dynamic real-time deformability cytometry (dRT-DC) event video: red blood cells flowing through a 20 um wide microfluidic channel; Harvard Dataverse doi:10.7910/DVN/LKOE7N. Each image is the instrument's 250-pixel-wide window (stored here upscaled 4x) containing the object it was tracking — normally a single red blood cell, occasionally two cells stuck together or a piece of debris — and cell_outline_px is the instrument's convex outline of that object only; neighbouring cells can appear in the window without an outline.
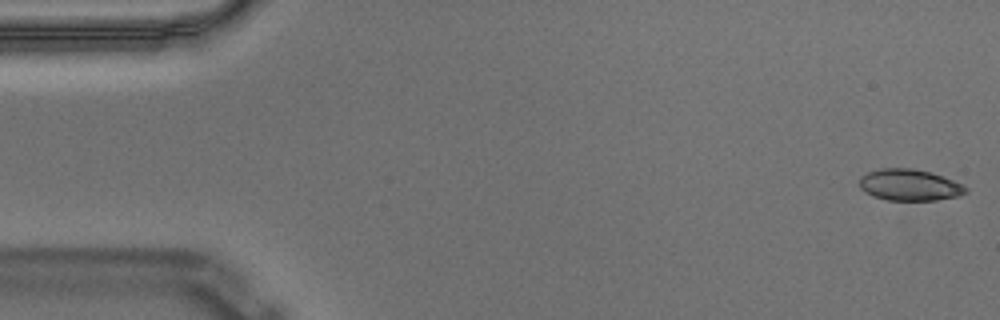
{"species": "Egyptian fruit bat (a non-hibernating species)", "species_latin": "Rousettus aegyptiacus", "temperature_condition": "warm", "stored_images_in_passage": 56, "camera_frame_rate_fps": 3000, "um_per_image_px": 0.085, "animal": {"sex": "male"}, "frame": {"image": 1, "passage_image": 1, "time_ms": 0.0, "image_size_px": [1000, 320], "cell_outline_px": [[968, 192], [960, 196], [936, 200], [888, 200], [872, 196], [864, 192], [860, 188], [860, 176], [868, 172], [880, 168], [912, 168], [932, 172], [964, 184], [968, 188]], "centroid_in_image_um": [77.33, 15.72], "position_along_channel_um": 7.7, "area_um2": 19.77}}
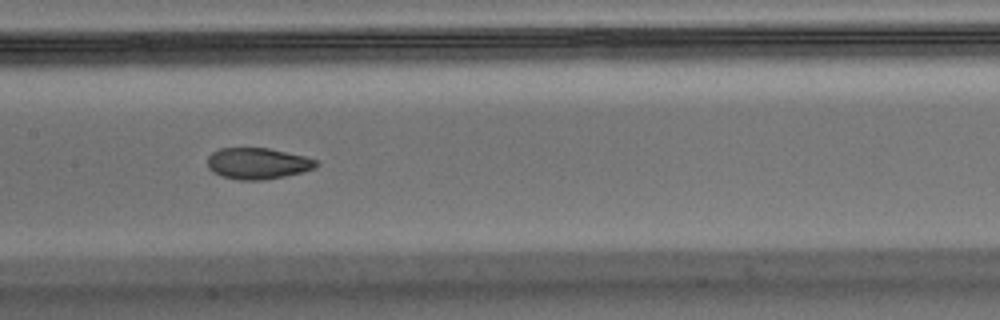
{"frame": {"image": 2, "passage_image": 27, "time_ms": 8.667, "image_size_px": [1000, 320], "cell_outline_px": [[320, 164], [316, 168], [304, 172], [284, 176], [260, 180], [240, 180], [220, 176], [212, 172], [208, 168], [208, 156], [212, 152], [220, 148], [268, 148], [304, 156], [316, 160]], "centroid_in_image_um": [21.9, 13.9], "position_along_channel_um": 185.5, "area_um2": 19.88}}
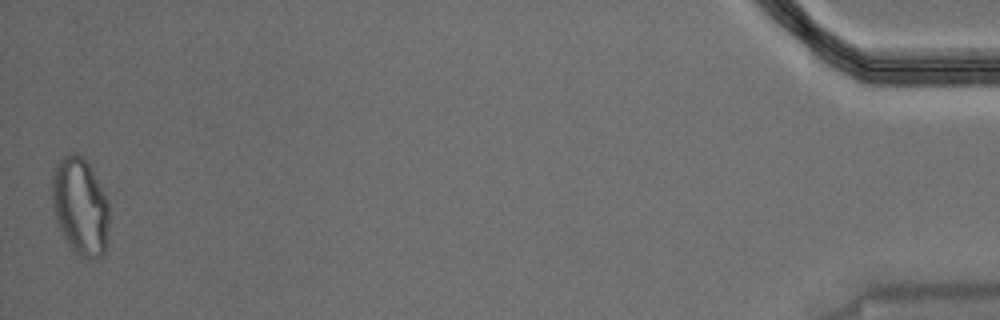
{"frame": {"image": 3, "passage_image": 56, "time_ms": 18.333, "image_size_px": [1000, 320], "cell_outline_px": [[108, 244], [104, 252], [100, 256], [92, 260], [88, 260], [76, 252], [72, 248], [60, 228], [56, 220], [52, 204], [52, 176], [56, 164], [68, 152], [76, 152], [92, 168], [108, 200]], "centroid_in_image_um": [6.84, 17.53], "position_along_channel_um": 428.4, "area_um2": 32.43}, "authors_computed_cell_mechanics": {"area_um2": 20.4323, "velocity_mm_per_s": 3.5133, "shape_relaxation_time_tau1_ms": null, "shape_relaxation_time_tau2_ms": 1.7823, "deformation_change_tau1": null, "deformation_change_tau2": 0.0618}}